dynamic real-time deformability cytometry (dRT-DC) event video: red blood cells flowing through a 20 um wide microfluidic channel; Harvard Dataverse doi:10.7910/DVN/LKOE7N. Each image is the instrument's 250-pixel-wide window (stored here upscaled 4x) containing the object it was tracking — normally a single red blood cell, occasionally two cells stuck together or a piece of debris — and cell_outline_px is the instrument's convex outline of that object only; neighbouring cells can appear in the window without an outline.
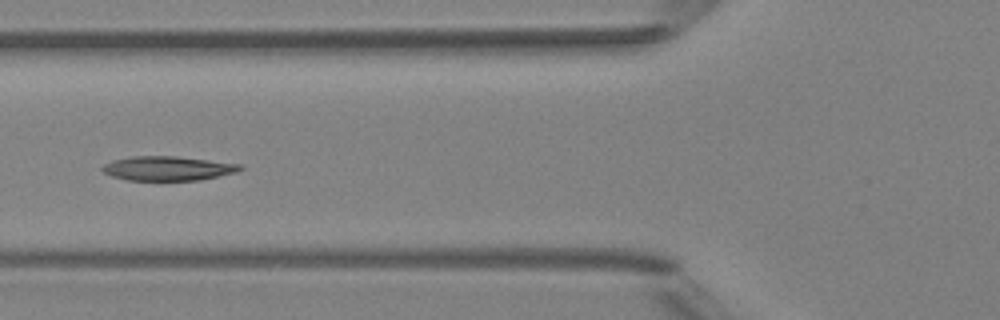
{"species": "Egyptian fruit bat (a non-hibernating species)", "species_latin": "Rousettus aegyptiacus", "temperature_condition": "room temperature", "stored_images_in_passage": 5, "camera_frame_rate_fps": 3000, "um_per_image_px": 0.085, "animal": {"sex": "female"}, "frame": {"image": 1, "passage_image": 5, "time_ms": 5.333, "image_size_px": [1000, 320], "cell_outline_px": [[244, 168], [236, 172], [200, 180], [128, 180], [112, 176], [104, 172], [100, 168], [104, 164], [112, 160], [132, 156], [176, 156], [240, 164]], "centroid_in_image_um": [14.24, 14.31], "position_along_channel_um": 111.6, "area_um2": 19.42}}